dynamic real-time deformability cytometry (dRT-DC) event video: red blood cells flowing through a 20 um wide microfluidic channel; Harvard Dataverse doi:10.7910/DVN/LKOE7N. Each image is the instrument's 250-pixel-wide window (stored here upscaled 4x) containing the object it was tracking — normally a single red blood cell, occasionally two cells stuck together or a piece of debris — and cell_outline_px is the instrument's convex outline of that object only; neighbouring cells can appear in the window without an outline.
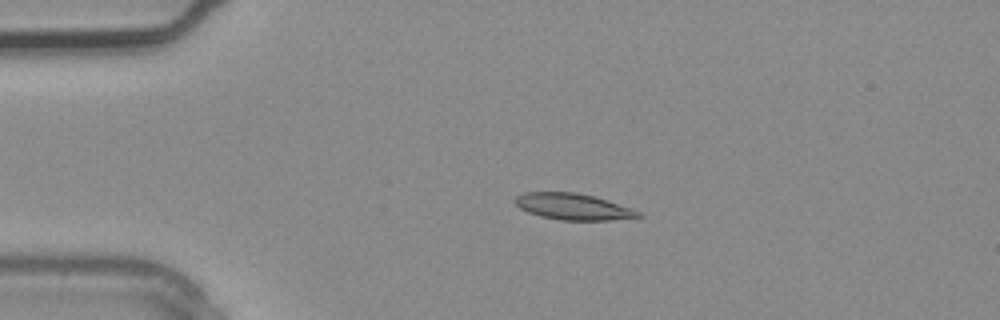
{"species": "common noctule bat (a hibernating species)", "species_latin": "Nyctalus noctula", "temperature_condition": "warm", "stored_images_in_passage": 1, "camera_frame_rate_fps": 3000, "um_per_image_px": 0.085, "animal": {"sex": "male", "body_mass_g": 20.4}, "frame": {"image": 1, "passage_image": 1, "time_ms": 0.0, "image_size_px": [1000, 320], "cell_outline_px": [[644, 216], [608, 220], [560, 220], [540, 216], [528, 212], [520, 208], [512, 200], [516, 196], [524, 192], [576, 192], [596, 196], [632, 208], [640, 212]], "centroid_in_image_um": [48.7, 17.55], "position_along_channel_um": 36.3, "area_um2": 19.02}}